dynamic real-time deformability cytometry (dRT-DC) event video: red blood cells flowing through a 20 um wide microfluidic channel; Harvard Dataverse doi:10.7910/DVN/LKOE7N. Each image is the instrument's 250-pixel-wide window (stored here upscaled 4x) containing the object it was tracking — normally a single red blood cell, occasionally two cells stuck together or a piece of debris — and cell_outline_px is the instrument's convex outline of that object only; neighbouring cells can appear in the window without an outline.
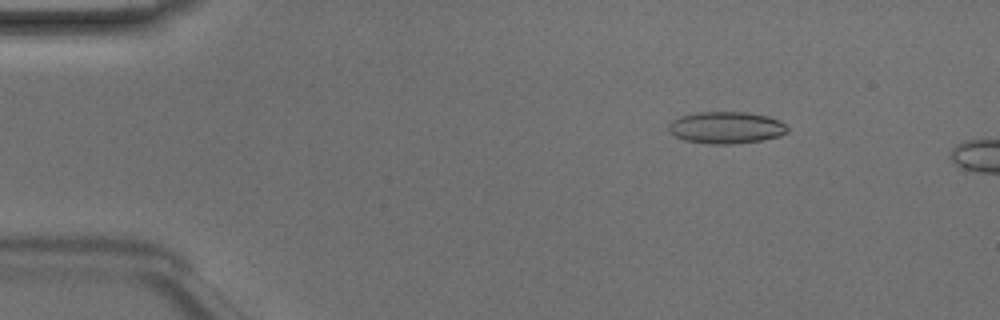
{"species": "Egyptian fruit bat (a non-hibernating species)", "species_latin": "Rousettus aegyptiacus", "temperature_condition": "room temperature", "stored_images_in_passage": 11, "camera_frame_rate_fps": 3000, "um_per_image_px": 0.085, "animal": {"sex": "male"}, "frame": {"image": 1, "passage_image": 7, "time_ms": 2.0, "image_size_px": [1000, 320], "cell_outline_px": [[788, 132], [780, 136], [760, 140], [732, 144], [708, 144], [684, 140], [668, 132], [668, 124], [672, 120], [680, 116], [696, 112], [748, 112], [768, 116], [780, 120], [788, 128]], "centroid_in_image_um": [61.71, 10.84], "position_along_channel_um": 23.3, "area_um2": 22.25}}